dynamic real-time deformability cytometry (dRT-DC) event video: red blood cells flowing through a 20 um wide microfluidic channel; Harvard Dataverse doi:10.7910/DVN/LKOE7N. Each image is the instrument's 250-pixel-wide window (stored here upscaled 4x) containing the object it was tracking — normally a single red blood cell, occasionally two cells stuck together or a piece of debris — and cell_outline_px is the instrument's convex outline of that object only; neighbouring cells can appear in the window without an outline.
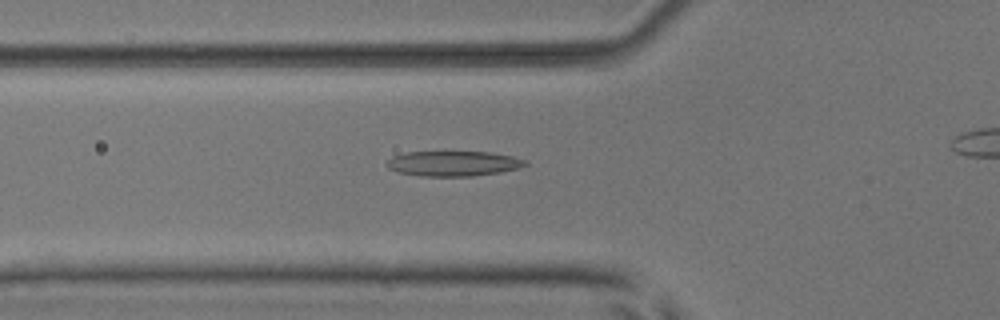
{"species": "common noctule bat (a hibernating species)", "species_latin": "Nyctalus noctula", "temperature_condition": "room temperature", "stored_images_in_passage": 46, "camera_frame_rate_fps": 3000, "um_per_image_px": 0.085, "animal": {"sex": "male", "body_mass_g": 17.9, "forearm_length_mm": 54.2}, "frame": {"image": 1, "passage_image": 19, "time_ms": 6.0, "image_size_px": [1000, 320], "cell_outline_px": [[528, 164], [520, 168], [500, 172], [472, 176], [420, 176], [400, 172], [388, 168], [384, 164], [392, 156], [408, 152], [492, 152], [512, 156], [528, 160]], "centroid_in_image_um": [38.56, 13.9], "position_along_channel_um": 87.2, "area_um2": 20.35}}
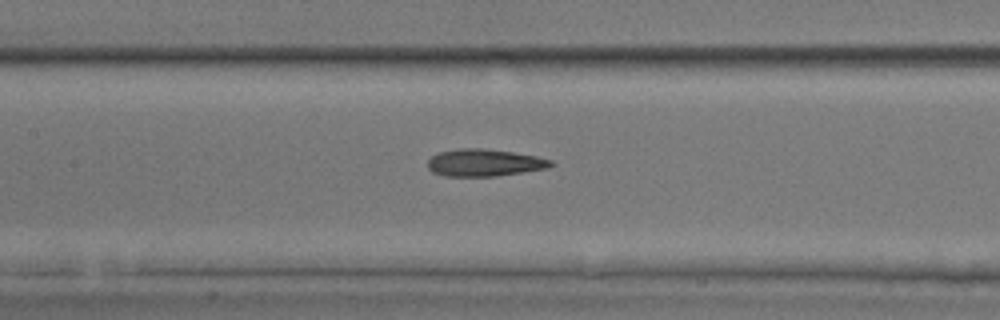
{"frame": {"image": 2, "passage_image": 25, "time_ms": 8.0, "image_size_px": [1000, 320], "cell_outline_px": [[556, 164], [548, 168], [496, 176], [444, 176], [432, 172], [428, 168], [428, 160], [432, 156], [440, 152], [460, 148], [484, 148], [512, 152], [536, 156], [552, 160]], "centroid_in_image_um": [41.18, 13.83], "position_along_channel_um": 166.2, "area_um2": 19.54}}
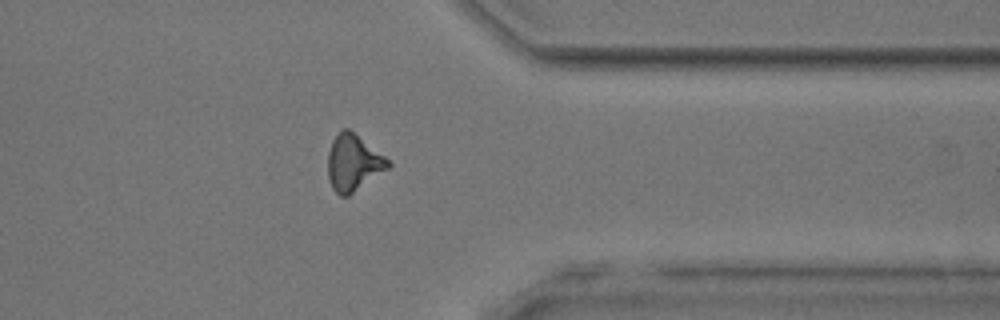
{"frame": {"image": 3, "passage_image": 42, "time_ms": 13.667, "image_size_px": [1000, 320], "cell_outline_px": [[392, 164], [388, 168], [348, 196], [340, 196], [332, 188], [328, 176], [328, 152], [332, 140], [344, 128], [348, 128], [384, 156]], "centroid_in_image_um": [30.01, 13.85], "position_along_channel_um": 381.4, "area_um2": 19.36}}